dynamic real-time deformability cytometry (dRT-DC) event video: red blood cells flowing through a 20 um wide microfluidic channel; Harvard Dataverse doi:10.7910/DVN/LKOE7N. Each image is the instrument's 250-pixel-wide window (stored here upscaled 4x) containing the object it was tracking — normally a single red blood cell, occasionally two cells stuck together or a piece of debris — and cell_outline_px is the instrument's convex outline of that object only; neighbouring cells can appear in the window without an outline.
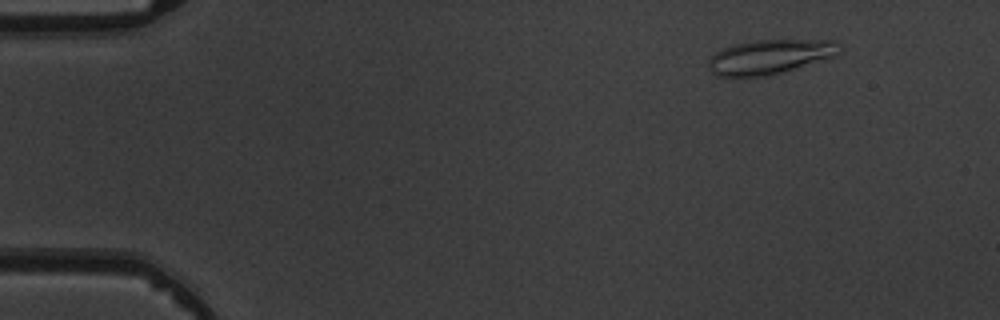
{"species": "common noctule bat (a hibernating species)", "species_latin": "Nyctalus noctula", "temperature_condition": "warm", "stored_images_in_passage": 6, "camera_frame_rate_fps": 3000, "um_per_image_px": 0.085, "animal": {"sex": "male", "body_mass_g": 19.5, "forearm_length_mm": 54.6}, "frame": {"image": 1, "passage_image": 2, "time_ms": 1.0, "image_size_px": [1000, 320], "cell_outline_px": [[844, 44], [840, 52], [836, 56], [780, 72], [764, 76], [716, 76], [708, 68], [708, 60], [716, 52], [732, 44], [756, 40], [836, 40]], "centroid_in_image_um": [65.48, 4.8], "position_along_channel_um": 19.5, "area_um2": 26.3}}
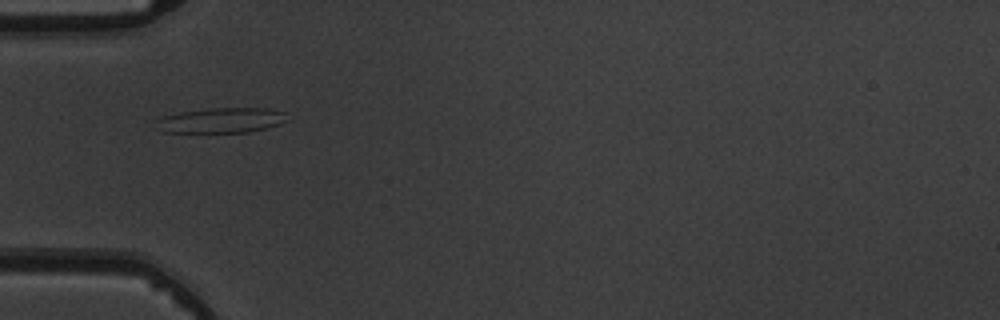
{"frame": {"image": 2, "passage_image": 5, "time_ms": 4.667, "image_size_px": [1000, 320], "cell_outline_px": [[288, 120], [280, 124], [268, 128], [248, 132], [164, 132], [152, 128], [156, 120], [164, 116], [180, 112], [208, 108], [268, 108], [284, 112]], "centroid_in_image_um": [18.77, 10.23], "position_along_channel_um": 66.2, "area_um2": 19.42}}
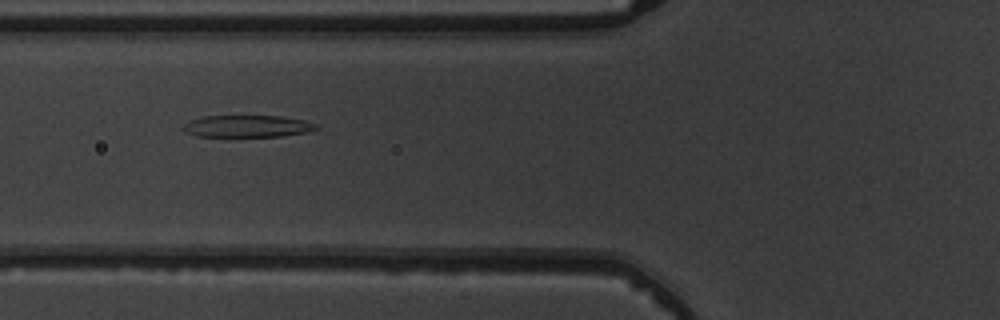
{"frame": {"image": 3, "passage_image": 6, "time_ms": 5.667, "image_size_px": [1000, 320], "cell_outline_px": [[320, 128], [308, 132], [284, 136], [196, 136], [184, 132], [180, 128], [188, 120], [204, 116], [280, 116], [304, 120], [316, 124]], "centroid_in_image_um": [20.99, 10.73], "position_along_channel_um": 104.8, "area_um2": 17.17}}